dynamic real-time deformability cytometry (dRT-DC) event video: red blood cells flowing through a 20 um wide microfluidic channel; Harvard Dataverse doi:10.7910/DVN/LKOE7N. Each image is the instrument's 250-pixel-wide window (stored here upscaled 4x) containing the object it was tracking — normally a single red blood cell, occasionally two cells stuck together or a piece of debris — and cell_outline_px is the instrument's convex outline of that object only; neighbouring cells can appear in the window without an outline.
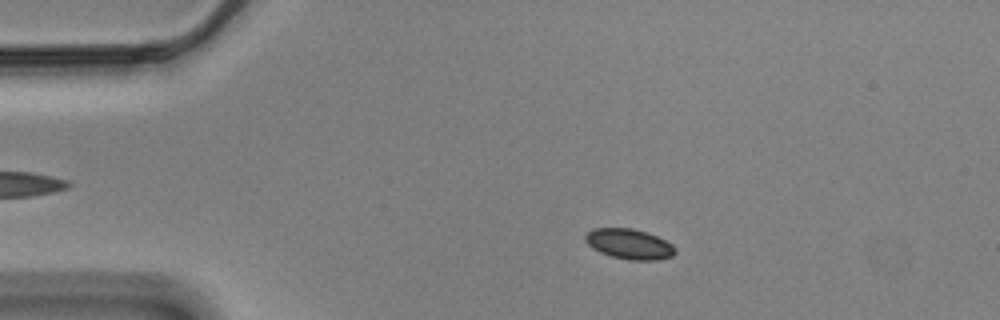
{"species": "Egyptian fruit bat (a non-hibernating species)", "species_latin": "Rousettus aegyptiacus", "temperature_condition": "cold", "stored_images_in_passage": 57, "camera_frame_rate_fps": 3000, "um_per_image_px": 0.085, "animal": {"sex": "male"}, "frame": {"image": 1, "passage_image": 10, "time_ms": 3.0, "image_size_px": [1000, 320], "cell_outline_px": [[676, 252], [672, 256], [656, 260], [628, 260], [612, 256], [600, 252], [592, 248], [584, 240], [584, 236], [592, 228], [632, 228], [656, 236], [672, 244], [676, 248]], "centroid_in_image_um": [53.47, 20.74], "position_along_channel_um": 31.5, "area_um2": 15.78}}
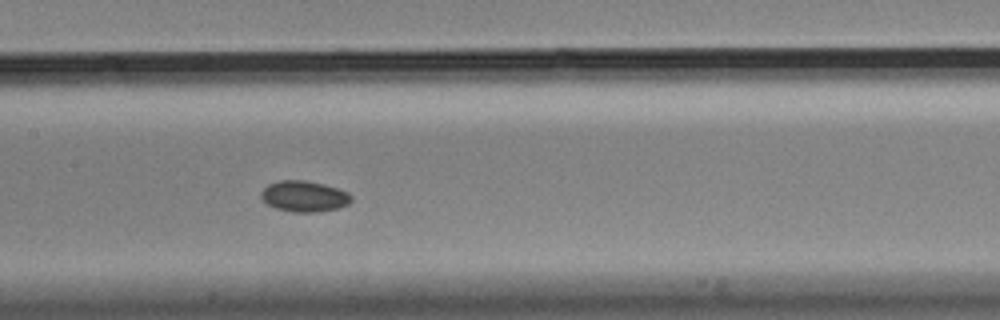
{"frame": {"image": 2, "passage_image": 27, "time_ms": 8.667, "image_size_px": [1000, 320], "cell_outline_px": [[352, 200], [348, 204], [340, 208], [316, 212], [292, 212], [276, 208], [268, 204], [260, 196], [260, 192], [268, 184], [280, 180], [304, 180], [324, 184], [348, 192], [352, 196]], "centroid_in_image_um": [25.86, 16.68], "position_along_channel_um": 181.5, "area_um2": 16.3}}
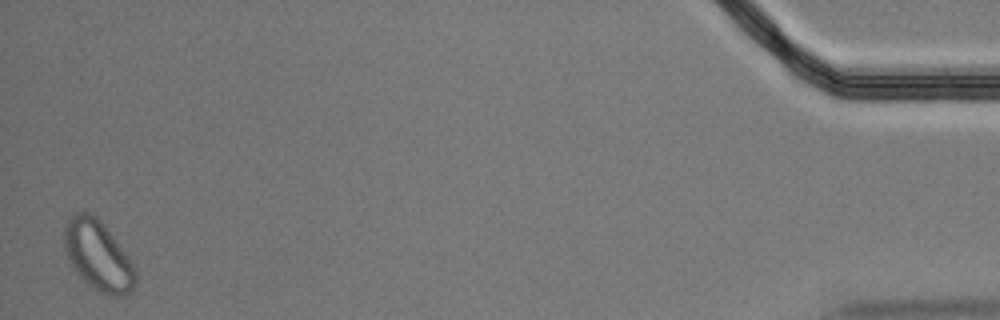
{"frame": {"image": 3, "passage_image": 56, "time_ms": 18.333, "image_size_px": [1000, 320], "cell_outline_px": [[136, 284], [124, 296], [112, 296], [100, 292], [92, 288], [72, 268], [64, 252], [64, 228], [68, 220], [76, 212], [88, 212], [96, 216], [100, 220], [128, 256], [136, 268]], "centroid_in_image_um": [8.32, 21.74], "position_along_channel_um": 426.9, "area_um2": 28.96}}